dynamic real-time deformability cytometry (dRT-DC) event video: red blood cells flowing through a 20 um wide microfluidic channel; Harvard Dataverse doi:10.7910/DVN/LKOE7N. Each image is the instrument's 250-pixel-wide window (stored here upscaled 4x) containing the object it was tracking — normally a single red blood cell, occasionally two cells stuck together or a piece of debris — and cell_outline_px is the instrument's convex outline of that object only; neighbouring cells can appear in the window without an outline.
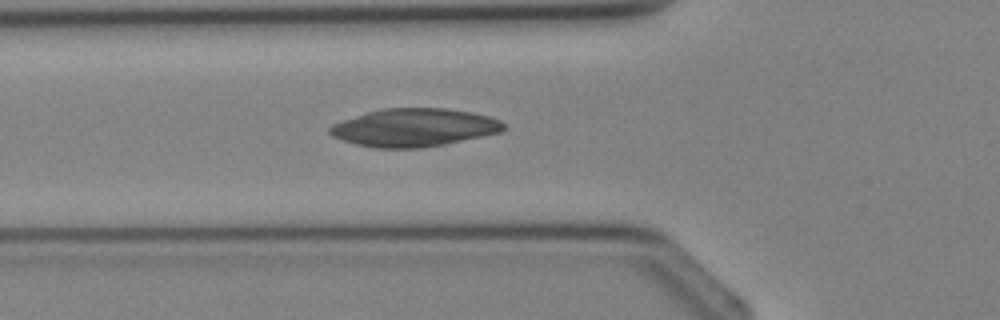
{"species": "Egyptian fruit bat (a non-hibernating species)", "species_latin": "Rousettus aegyptiacus", "temperature_condition": "cold", "stored_images_in_passage": 2, "camera_frame_rate_fps": 3000, "um_per_image_px": 0.085, "animal": {"sex": "female"}, "frame": {"image": 1, "passage_image": 2, "time_ms": 1.333, "image_size_px": [1000, 320], "cell_outline_px": [[504, 128], [500, 132], [444, 144], [420, 148], [376, 148], [356, 144], [332, 136], [328, 132], [328, 128], [332, 124], [380, 108], [444, 108], [472, 112], [488, 116], [500, 120], [504, 124]], "centroid_in_image_um": [35.18, 10.84], "position_along_channel_um": 90.6, "area_um2": 38.21}}